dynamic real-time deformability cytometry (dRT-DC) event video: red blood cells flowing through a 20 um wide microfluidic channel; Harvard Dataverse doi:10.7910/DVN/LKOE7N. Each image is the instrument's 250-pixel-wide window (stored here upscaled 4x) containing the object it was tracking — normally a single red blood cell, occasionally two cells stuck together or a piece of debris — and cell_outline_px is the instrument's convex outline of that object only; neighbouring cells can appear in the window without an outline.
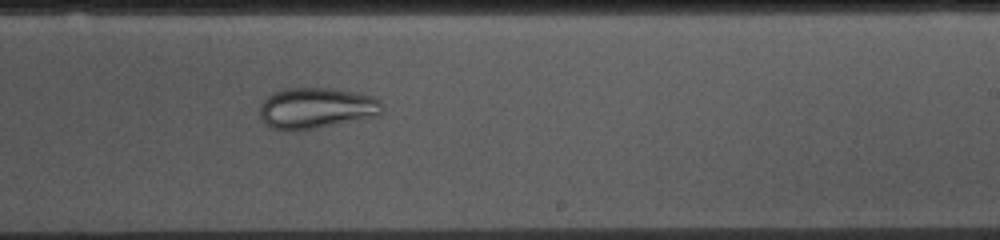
{"species": "common noctule bat (a hibernating species)", "species_latin": "Nyctalus noctula", "temperature_condition": "cold", "stored_images_in_passage": 39, "camera_frame_rate_fps": 3000, "um_per_image_px": 0.085, "animal": {"sex": "female", "body_mass_g": 10.0, "forearm_length_mm": 53.1}, "frame": {"image": 1, "passage_image": 17, "time_ms": 5.333, "image_size_px": [1000, 240], "cell_outline_px": [[384, 112], [376, 116], [320, 128], [292, 132], [280, 132], [272, 128], [260, 116], [260, 104], [272, 92], [288, 88], [328, 88], [356, 92], [372, 96], [380, 100], [384, 108]], "centroid_in_image_um": [26.89, 9.21], "position_along_channel_um": 262.1, "area_um2": 29.71}}